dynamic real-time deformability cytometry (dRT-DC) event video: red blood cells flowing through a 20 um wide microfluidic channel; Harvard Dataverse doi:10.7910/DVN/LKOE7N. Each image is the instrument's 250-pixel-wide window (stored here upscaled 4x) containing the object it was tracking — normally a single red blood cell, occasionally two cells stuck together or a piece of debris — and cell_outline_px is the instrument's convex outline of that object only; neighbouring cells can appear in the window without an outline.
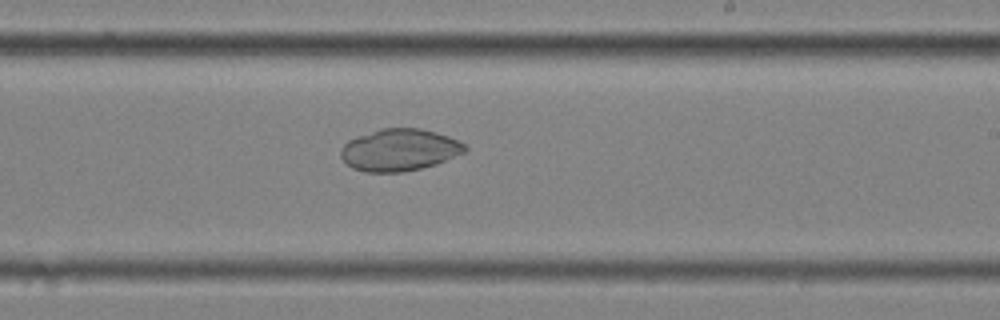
{"species": "common noctule bat (a hibernating species)", "species_latin": "Nyctalus noctula", "temperature_condition": "cold", "stored_images_in_passage": 41, "camera_frame_rate_fps": 3000, "um_per_image_px": 0.085, "animal": {"sex": "female", "body_mass_g": 25.1}, "frame": {"image": 1, "passage_image": 18, "time_ms": 5.667, "image_size_px": [1000, 320], "cell_outline_px": [[468, 148], [464, 152], [436, 164], [404, 172], [364, 172], [352, 168], [340, 156], [340, 148], [348, 140], [356, 136], [380, 128], [420, 128], [436, 132], [460, 140]], "centroid_in_image_um": [33.93, 12.73], "position_along_channel_um": 255.1, "area_um2": 30.52}}